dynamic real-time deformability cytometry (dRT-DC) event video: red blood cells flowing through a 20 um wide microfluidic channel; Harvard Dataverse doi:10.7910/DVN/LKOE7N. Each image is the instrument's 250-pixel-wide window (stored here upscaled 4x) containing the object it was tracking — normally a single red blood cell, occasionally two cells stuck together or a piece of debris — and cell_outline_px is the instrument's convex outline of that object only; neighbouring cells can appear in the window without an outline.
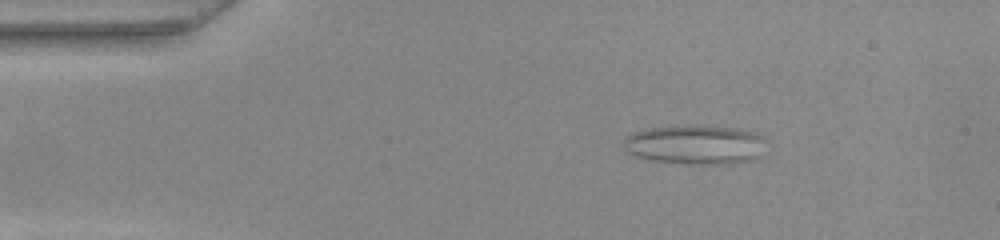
{"species": "common noctule bat (a hibernating species)", "species_latin": "Nyctalus noctula", "temperature_condition": "warm", "stored_images_in_passage": 51, "camera_frame_rate_fps": 3000, "um_per_image_px": 0.085, "animal": {"sex": "female", "body_mass_g": 22.0, "forearm_length_mm": 56.7}, "frame": {"image": 1, "passage_image": 8, "time_ms": 2.333, "image_size_px": [1000, 240], "cell_outline_px": [[768, 140], [756, 156], [752, 160], [732, 164], [688, 164], [652, 160], [636, 156], [628, 152], [620, 144], [624, 136], [648, 128], [736, 128], [756, 132], [768, 136]], "centroid_in_image_um": [59.12, 12.33], "position_along_channel_um": 25.9, "area_um2": 32.08}}
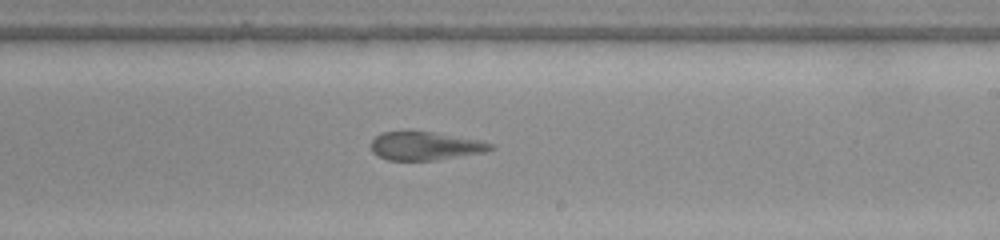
{"frame": {"image": 2, "passage_image": 30, "time_ms": 9.667, "image_size_px": [1000, 240], "cell_outline_px": [[496, 148], [484, 152], [436, 160], [388, 160], [372, 152], [368, 144], [376, 136], [384, 132], [404, 128], [408, 128], [436, 132], [480, 140], [496, 144]], "centroid_in_image_um": [36.12, 12.36], "position_along_channel_um": 252.9, "area_um2": 20.63}}
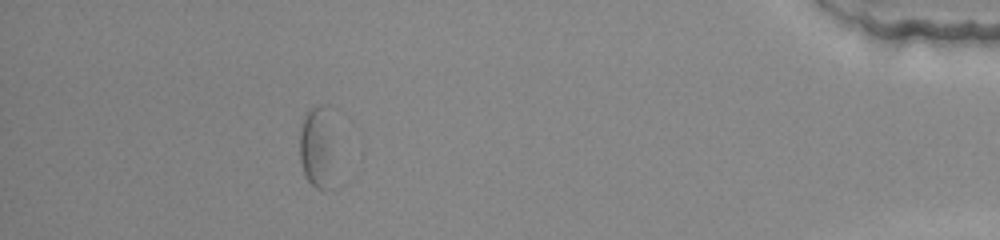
{"frame": {"image": 3, "passage_image": 46, "time_ms": 15.0, "image_size_px": [1000, 240], "cell_outline_px": [[332, 188], [316, 188], [308, 180], [304, 172], [300, 160], [300, 132], [304, 120], [308, 112], [312, 108], [320, 104], [324, 104]], "centroid_in_image_um": [26.83, 12.62], "position_along_channel_um": 408.4, "area_um2": 14.51}, "authors_computed_cell_mechanics": {"area_um2": 20.808, "velocity_mm_per_s": 3.9389, "shape_relaxation_time_tau1_ms": null, "shape_relaxation_time_tau2_ms": 1.4648, "deformation_change_tau1": null, "deformation_change_tau2": 0.0839}}